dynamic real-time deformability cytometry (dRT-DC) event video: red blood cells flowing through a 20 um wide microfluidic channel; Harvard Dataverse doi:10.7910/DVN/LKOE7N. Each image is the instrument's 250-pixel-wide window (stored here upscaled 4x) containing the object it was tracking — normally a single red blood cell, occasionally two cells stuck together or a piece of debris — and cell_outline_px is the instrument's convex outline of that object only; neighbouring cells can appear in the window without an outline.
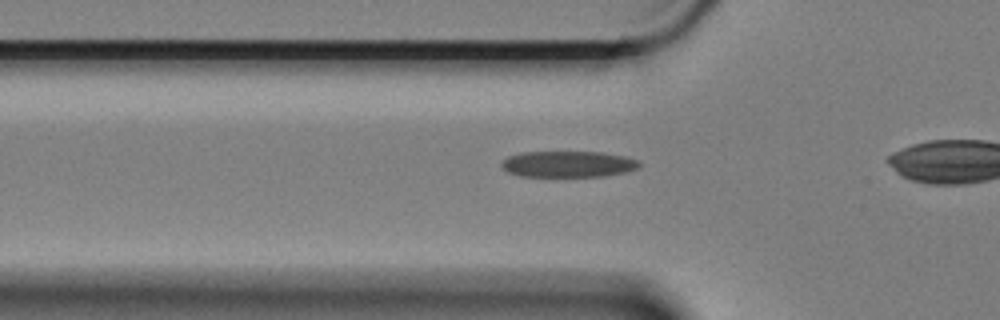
{"species": "Egyptian fruit bat (a non-hibernating species)", "species_latin": "Rousettus aegyptiacus", "temperature_condition": "cold", "stored_images_in_passage": 35, "camera_frame_rate_fps": 3000, "um_per_image_px": 0.085, "animal": {"sex": "female"}, "frame": {"image": 1, "passage_image": 7, "time_ms": 2.0, "image_size_px": [1000, 320], "cell_outline_px": [[640, 164], [636, 168], [624, 172], [604, 176], [520, 176], [508, 172], [500, 164], [508, 156], [520, 152], [600, 152], [624, 156], [636, 160]], "centroid_in_image_um": [48.24, 13.94], "position_along_channel_um": 77.6, "area_um2": 20.75}}
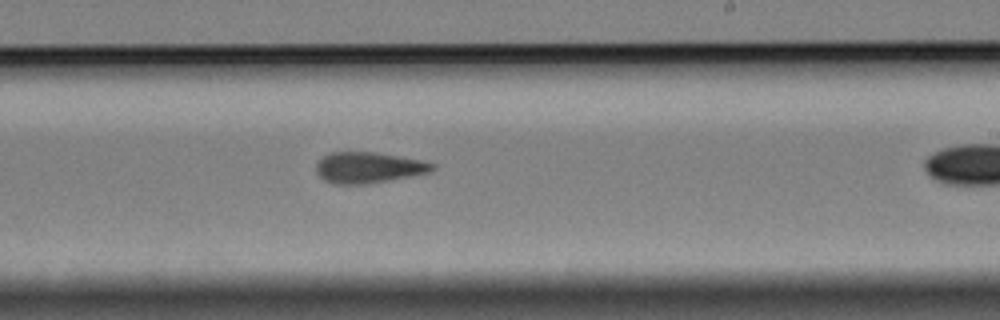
{"frame": {"image": 2, "passage_image": 23, "time_ms": 7.333, "image_size_px": [1000, 320], "cell_outline_px": [[436, 168], [428, 172], [412, 176], [364, 184], [336, 184], [324, 180], [316, 172], [316, 164], [324, 156], [332, 152], [376, 152], [420, 160], [436, 164]], "centroid_in_image_um": [31.32, 14.24], "position_along_channel_um": 257.7, "area_um2": 20.75}}
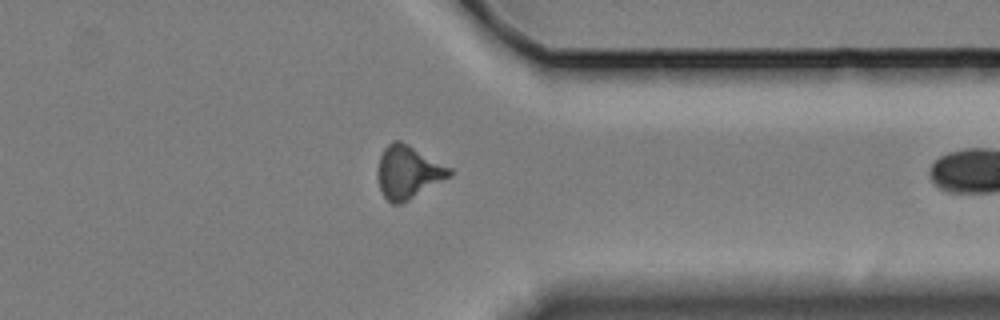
{"frame": {"image": 3, "passage_image": 34, "time_ms": 11.0, "image_size_px": [1000, 320], "cell_outline_px": [[452, 176], [408, 200], [400, 204], [392, 204], [384, 196], [380, 188], [376, 176], [376, 172], [380, 156], [384, 148], [392, 140], [400, 140], [408, 144], [452, 168]], "centroid_in_image_um": [34.68, 14.62], "position_along_channel_um": 376.7, "area_um2": 22.25}}